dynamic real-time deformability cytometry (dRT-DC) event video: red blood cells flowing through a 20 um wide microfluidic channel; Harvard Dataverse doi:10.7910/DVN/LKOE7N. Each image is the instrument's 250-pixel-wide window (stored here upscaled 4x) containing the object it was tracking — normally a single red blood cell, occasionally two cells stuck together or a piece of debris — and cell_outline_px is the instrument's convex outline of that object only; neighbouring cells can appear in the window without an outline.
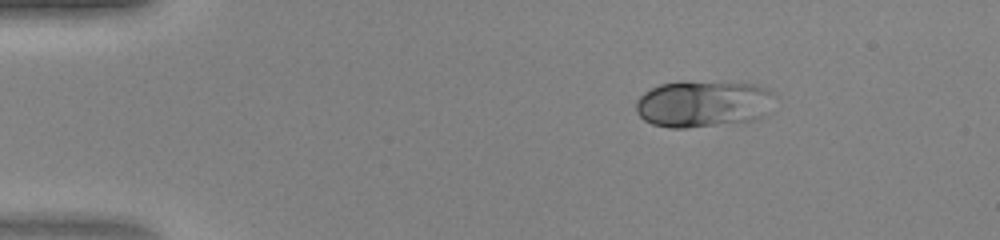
{"species": "human", "species_latin": "Homo sapiens", "temperature_condition": "warm", "stored_images_in_passage": 40, "camera_frame_rate_fps": 3000, "um_per_image_px": 0.085, "donor": {"sex": "female"}, "frame": {"image": 1, "passage_image": 1, "time_ms": 0.0, "image_size_px": [1000, 240], "cell_outline_px": [[776, 96], [772, 112], [756, 120], [744, 124], [688, 128], [668, 128], [652, 124], [644, 120], [636, 112], [636, 100], [644, 92], [660, 84], [684, 80], [756, 84], [772, 92]], "centroid_in_image_um": [59.85, 8.85], "position_along_channel_um": 25.2, "area_um2": 39.3}}
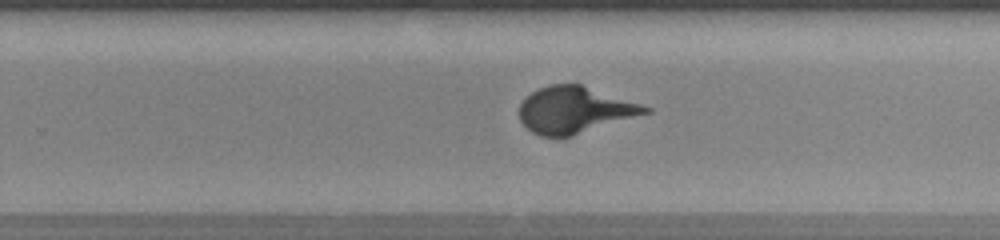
{"frame": {"image": 2, "passage_image": 24, "time_ms": 7.667, "image_size_px": [1000, 240], "cell_outline_px": [[652, 112], [572, 136], [540, 136], [532, 132], [520, 120], [520, 104], [532, 92], [548, 84], [580, 84], [652, 108]], "centroid_in_image_um": [48.85, 9.35], "position_along_channel_um": 280.9, "area_um2": 33.76}}
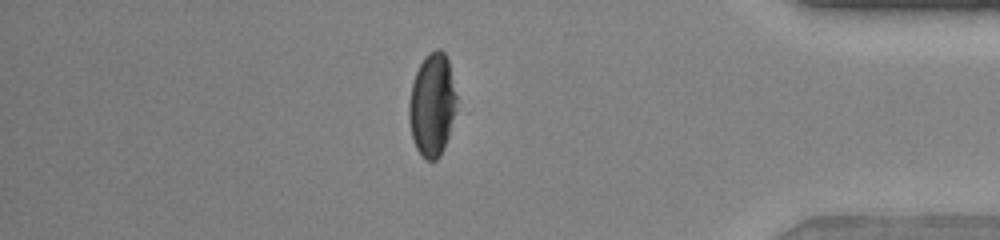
{"frame": {"image": 3, "passage_image": 34, "time_ms": 11.0, "image_size_px": [1000, 240], "cell_outline_px": [[456, 112], [444, 148], [440, 156], [436, 160], [424, 160], [416, 148], [412, 136], [408, 120], [408, 104], [412, 84], [416, 72], [424, 56], [428, 52], [436, 48], [440, 48], [444, 52], [448, 60], [456, 96]], "centroid_in_image_um": [36.72, 8.91], "position_along_channel_um": 398.5, "area_um2": 28.73}}